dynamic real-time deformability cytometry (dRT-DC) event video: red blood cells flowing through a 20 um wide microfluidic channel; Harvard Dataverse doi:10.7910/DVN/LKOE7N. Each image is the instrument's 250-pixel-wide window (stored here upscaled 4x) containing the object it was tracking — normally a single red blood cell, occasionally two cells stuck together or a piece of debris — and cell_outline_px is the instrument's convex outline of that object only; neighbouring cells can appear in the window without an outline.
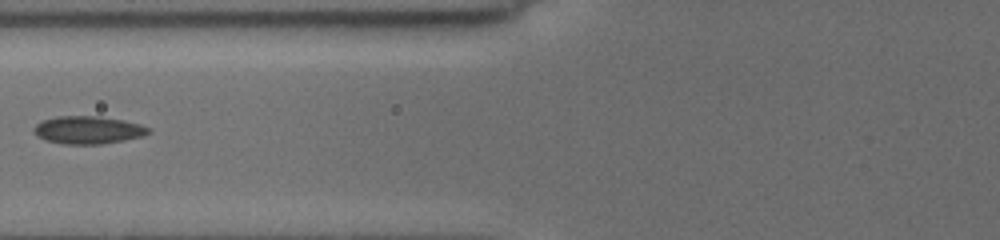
{"species": "common noctule bat (a hibernating species)", "species_latin": "Nyctalus noctula", "temperature_condition": "cold", "stored_images_in_passage": 6, "camera_frame_rate_fps": 3000, "um_per_image_px": 0.085, "animal": {"sex": "female", "body_mass_g": 19.5, "forearm_length_mm": 54.1}, "frame": {"image": 1, "passage_image": 4, "time_ms": 2.667, "image_size_px": [1000, 240], "cell_outline_px": [[152, 132], [144, 136], [124, 140], [100, 144], [64, 144], [44, 140], [32, 128], [40, 120], [56, 116], [100, 116], [124, 120], [140, 124], [152, 128]], "centroid_in_image_um": [7.52, 11.04], "position_along_channel_um": 118.3, "area_um2": 18.73}}